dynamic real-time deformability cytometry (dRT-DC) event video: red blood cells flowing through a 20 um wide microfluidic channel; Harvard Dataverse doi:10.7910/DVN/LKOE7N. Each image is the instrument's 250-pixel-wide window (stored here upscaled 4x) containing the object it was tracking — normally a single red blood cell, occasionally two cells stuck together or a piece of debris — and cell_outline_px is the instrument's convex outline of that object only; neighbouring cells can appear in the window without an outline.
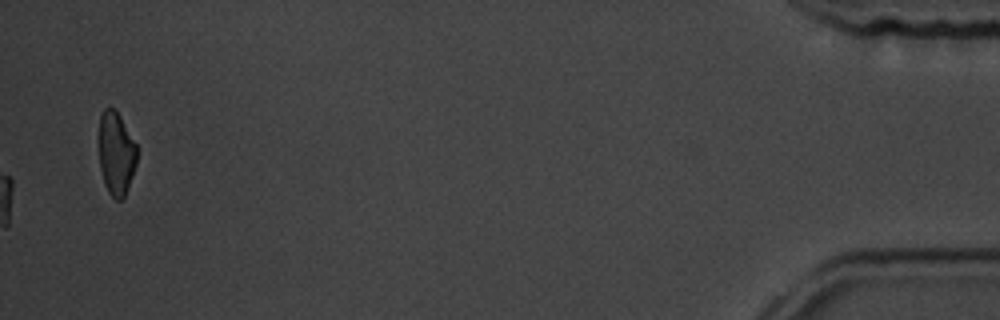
{"species": "common noctule bat (a hibernating species)", "species_latin": "Nyctalus noctula", "temperature_condition": "room temperature", "stored_images_in_passage": 58, "camera_frame_rate_fps": 3000, "um_per_image_px": 0.085, "animal": {"sex": "male", "body_mass_g": 19.5, "forearm_length_mm": 54.6}, "frame": {"image": 1, "passage_image": 58, "time_ms": 19.0, "image_size_px": [1000, 320], "cell_outline_px": [[136, 164], [128, 188], [124, 196], [120, 200], [116, 200], [108, 192], [104, 184], [100, 168], [96, 136], [100, 116], [104, 108], [112, 108], [120, 116], [136, 144]], "centroid_in_image_um": [9.82, 13.02], "position_along_channel_um": 425.4, "area_um2": 18.84}, "authors_computed_cell_mechanics": {"area_um2": 18.4382, "velocity_mm_per_s": 3.5942, "shape_relaxation_time_tau1_ms": 7.1603, "shape_relaxation_time_tau2_ms": 4.8192, "deformation_change_tau1": 0.1893, "deformation_change_tau2": 0.1352}}